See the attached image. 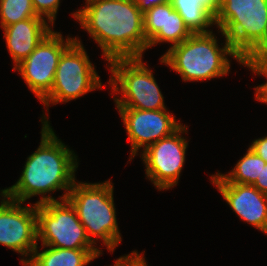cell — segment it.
<instances>
[{
  "mask_svg": "<svg viewBox=\"0 0 267 266\" xmlns=\"http://www.w3.org/2000/svg\"><path fill=\"white\" fill-rule=\"evenodd\" d=\"M72 15L98 43L106 61L143 57L147 50L143 13L133 0H86Z\"/></svg>",
  "mask_w": 267,
  "mask_h": 266,
  "instance_id": "6da1fadb",
  "label": "cell"
},
{
  "mask_svg": "<svg viewBox=\"0 0 267 266\" xmlns=\"http://www.w3.org/2000/svg\"><path fill=\"white\" fill-rule=\"evenodd\" d=\"M40 121L42 131L39 147L27 157L18 181L1 190L8 198L22 203L35 195H43L36 204L57 201L51 195H46L57 190H65L59 200L66 199L75 182L77 156L58 139L46 116L43 115Z\"/></svg>",
  "mask_w": 267,
  "mask_h": 266,
  "instance_id": "7a4b0ae2",
  "label": "cell"
},
{
  "mask_svg": "<svg viewBox=\"0 0 267 266\" xmlns=\"http://www.w3.org/2000/svg\"><path fill=\"white\" fill-rule=\"evenodd\" d=\"M216 38L212 31L193 33L182 43L170 46L160 62L179 73L184 82L225 76L230 71L227 56L233 57L239 64L243 63V59L226 37L222 48L218 46Z\"/></svg>",
  "mask_w": 267,
  "mask_h": 266,
  "instance_id": "3957f363",
  "label": "cell"
},
{
  "mask_svg": "<svg viewBox=\"0 0 267 266\" xmlns=\"http://www.w3.org/2000/svg\"><path fill=\"white\" fill-rule=\"evenodd\" d=\"M113 189L110 180L102 183L75 181L66 197L85 227L90 241L97 245V237L101 238L110 252H114L122 241L116 220Z\"/></svg>",
  "mask_w": 267,
  "mask_h": 266,
  "instance_id": "277c9868",
  "label": "cell"
},
{
  "mask_svg": "<svg viewBox=\"0 0 267 266\" xmlns=\"http://www.w3.org/2000/svg\"><path fill=\"white\" fill-rule=\"evenodd\" d=\"M214 24L242 59L250 57L267 38V0H221Z\"/></svg>",
  "mask_w": 267,
  "mask_h": 266,
  "instance_id": "5b68a950",
  "label": "cell"
},
{
  "mask_svg": "<svg viewBox=\"0 0 267 266\" xmlns=\"http://www.w3.org/2000/svg\"><path fill=\"white\" fill-rule=\"evenodd\" d=\"M107 63L112 74L109 85L114 93H122V98L114 97L116 108L167 109L153 71L142 57L113 58Z\"/></svg>",
  "mask_w": 267,
  "mask_h": 266,
  "instance_id": "8992f818",
  "label": "cell"
},
{
  "mask_svg": "<svg viewBox=\"0 0 267 266\" xmlns=\"http://www.w3.org/2000/svg\"><path fill=\"white\" fill-rule=\"evenodd\" d=\"M101 83L81 40L75 37V41L60 57L51 91L40 102L45 107L66 103L97 88H103Z\"/></svg>",
  "mask_w": 267,
  "mask_h": 266,
  "instance_id": "52a82bcc",
  "label": "cell"
},
{
  "mask_svg": "<svg viewBox=\"0 0 267 266\" xmlns=\"http://www.w3.org/2000/svg\"><path fill=\"white\" fill-rule=\"evenodd\" d=\"M37 240L42 246L100 249L90 241L72 204L67 200L36 204Z\"/></svg>",
  "mask_w": 267,
  "mask_h": 266,
  "instance_id": "ba28073f",
  "label": "cell"
},
{
  "mask_svg": "<svg viewBox=\"0 0 267 266\" xmlns=\"http://www.w3.org/2000/svg\"><path fill=\"white\" fill-rule=\"evenodd\" d=\"M74 41L75 38L67 36L64 40L61 32L51 31L26 59L13 67L40 101L51 91L60 57Z\"/></svg>",
  "mask_w": 267,
  "mask_h": 266,
  "instance_id": "9c48e42d",
  "label": "cell"
},
{
  "mask_svg": "<svg viewBox=\"0 0 267 266\" xmlns=\"http://www.w3.org/2000/svg\"><path fill=\"white\" fill-rule=\"evenodd\" d=\"M185 132L187 134V126L182 125L170 136L148 146L141 154L146 177L160 191L173 188L179 181L188 147L186 138L182 136Z\"/></svg>",
  "mask_w": 267,
  "mask_h": 266,
  "instance_id": "30bf717a",
  "label": "cell"
},
{
  "mask_svg": "<svg viewBox=\"0 0 267 266\" xmlns=\"http://www.w3.org/2000/svg\"><path fill=\"white\" fill-rule=\"evenodd\" d=\"M0 195L3 197L0 203V244L26 256L21 259L24 266L38 247L36 203L30 207L22 206V202L10 199L2 192Z\"/></svg>",
  "mask_w": 267,
  "mask_h": 266,
  "instance_id": "8fae6325",
  "label": "cell"
},
{
  "mask_svg": "<svg viewBox=\"0 0 267 266\" xmlns=\"http://www.w3.org/2000/svg\"><path fill=\"white\" fill-rule=\"evenodd\" d=\"M125 125L131 143L130 160L142 147L148 146L177 131L182 124L167 109L140 110L135 108H117Z\"/></svg>",
  "mask_w": 267,
  "mask_h": 266,
  "instance_id": "7c38bea8",
  "label": "cell"
},
{
  "mask_svg": "<svg viewBox=\"0 0 267 266\" xmlns=\"http://www.w3.org/2000/svg\"><path fill=\"white\" fill-rule=\"evenodd\" d=\"M210 177L211 182L241 220L267 235V194L250 184L228 183L219 172Z\"/></svg>",
  "mask_w": 267,
  "mask_h": 266,
  "instance_id": "4fadbf2b",
  "label": "cell"
},
{
  "mask_svg": "<svg viewBox=\"0 0 267 266\" xmlns=\"http://www.w3.org/2000/svg\"><path fill=\"white\" fill-rule=\"evenodd\" d=\"M143 23L145 38L148 41L147 49L160 42L172 43L170 45L174 46L193 34L171 1L143 13Z\"/></svg>",
  "mask_w": 267,
  "mask_h": 266,
  "instance_id": "5bb4252c",
  "label": "cell"
},
{
  "mask_svg": "<svg viewBox=\"0 0 267 266\" xmlns=\"http://www.w3.org/2000/svg\"><path fill=\"white\" fill-rule=\"evenodd\" d=\"M46 21L42 17H32L2 28L14 66L26 59L52 31L53 26Z\"/></svg>",
  "mask_w": 267,
  "mask_h": 266,
  "instance_id": "9a60e30c",
  "label": "cell"
},
{
  "mask_svg": "<svg viewBox=\"0 0 267 266\" xmlns=\"http://www.w3.org/2000/svg\"><path fill=\"white\" fill-rule=\"evenodd\" d=\"M174 9L183 18L192 33L211 32L207 28L215 25L214 15L220 8L221 0H170Z\"/></svg>",
  "mask_w": 267,
  "mask_h": 266,
  "instance_id": "2e32d148",
  "label": "cell"
},
{
  "mask_svg": "<svg viewBox=\"0 0 267 266\" xmlns=\"http://www.w3.org/2000/svg\"><path fill=\"white\" fill-rule=\"evenodd\" d=\"M42 248L44 251L39 252L36 247L31 259L24 266H86L102 254L101 249H64L51 246Z\"/></svg>",
  "mask_w": 267,
  "mask_h": 266,
  "instance_id": "e0dca14e",
  "label": "cell"
},
{
  "mask_svg": "<svg viewBox=\"0 0 267 266\" xmlns=\"http://www.w3.org/2000/svg\"><path fill=\"white\" fill-rule=\"evenodd\" d=\"M265 165L266 162L249 147L246 154L228 174L220 173V175L228 183L252 185L260 176L262 167Z\"/></svg>",
  "mask_w": 267,
  "mask_h": 266,
  "instance_id": "ac0fdd59",
  "label": "cell"
},
{
  "mask_svg": "<svg viewBox=\"0 0 267 266\" xmlns=\"http://www.w3.org/2000/svg\"><path fill=\"white\" fill-rule=\"evenodd\" d=\"M32 17H40L35 13L32 0H0L2 28Z\"/></svg>",
  "mask_w": 267,
  "mask_h": 266,
  "instance_id": "d6986e66",
  "label": "cell"
},
{
  "mask_svg": "<svg viewBox=\"0 0 267 266\" xmlns=\"http://www.w3.org/2000/svg\"><path fill=\"white\" fill-rule=\"evenodd\" d=\"M242 65L251 69L254 74L263 75L267 78V59L247 57L243 59ZM254 89L257 101L267 104V81Z\"/></svg>",
  "mask_w": 267,
  "mask_h": 266,
  "instance_id": "ffe728a7",
  "label": "cell"
},
{
  "mask_svg": "<svg viewBox=\"0 0 267 266\" xmlns=\"http://www.w3.org/2000/svg\"><path fill=\"white\" fill-rule=\"evenodd\" d=\"M32 4L37 16L46 18L51 26L54 25L60 0H32Z\"/></svg>",
  "mask_w": 267,
  "mask_h": 266,
  "instance_id": "44dd1931",
  "label": "cell"
},
{
  "mask_svg": "<svg viewBox=\"0 0 267 266\" xmlns=\"http://www.w3.org/2000/svg\"><path fill=\"white\" fill-rule=\"evenodd\" d=\"M117 266H148L144 255L138 254L137 251H132L131 254L121 256L115 260Z\"/></svg>",
  "mask_w": 267,
  "mask_h": 266,
  "instance_id": "7402d4cb",
  "label": "cell"
},
{
  "mask_svg": "<svg viewBox=\"0 0 267 266\" xmlns=\"http://www.w3.org/2000/svg\"><path fill=\"white\" fill-rule=\"evenodd\" d=\"M249 147L267 163V136L255 139Z\"/></svg>",
  "mask_w": 267,
  "mask_h": 266,
  "instance_id": "603a6c76",
  "label": "cell"
},
{
  "mask_svg": "<svg viewBox=\"0 0 267 266\" xmlns=\"http://www.w3.org/2000/svg\"><path fill=\"white\" fill-rule=\"evenodd\" d=\"M134 3L138 6L142 13H145L147 10L152 9L157 5L166 4L170 0H133Z\"/></svg>",
  "mask_w": 267,
  "mask_h": 266,
  "instance_id": "cb8c5ba5",
  "label": "cell"
},
{
  "mask_svg": "<svg viewBox=\"0 0 267 266\" xmlns=\"http://www.w3.org/2000/svg\"><path fill=\"white\" fill-rule=\"evenodd\" d=\"M252 185L260 192L267 194V163L262 167L260 176H258L257 180Z\"/></svg>",
  "mask_w": 267,
  "mask_h": 266,
  "instance_id": "d4e9b609",
  "label": "cell"
},
{
  "mask_svg": "<svg viewBox=\"0 0 267 266\" xmlns=\"http://www.w3.org/2000/svg\"><path fill=\"white\" fill-rule=\"evenodd\" d=\"M250 57L267 59V38L266 41Z\"/></svg>",
  "mask_w": 267,
  "mask_h": 266,
  "instance_id": "484cf974",
  "label": "cell"
}]
</instances>
